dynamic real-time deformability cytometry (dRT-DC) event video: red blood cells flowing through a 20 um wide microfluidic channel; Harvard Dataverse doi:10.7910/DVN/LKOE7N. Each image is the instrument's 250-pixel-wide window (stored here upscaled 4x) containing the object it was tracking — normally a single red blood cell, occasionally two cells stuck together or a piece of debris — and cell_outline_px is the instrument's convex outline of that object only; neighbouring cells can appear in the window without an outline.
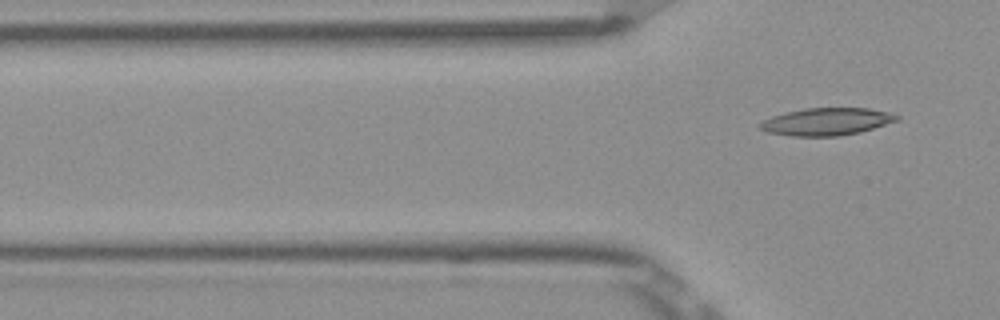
{"species": "Egyptian fruit bat (a non-hibernating species)", "species_latin": "Rousettus aegyptiacus", "temperature_condition": "room temperature", "stored_images_in_passage": 7, "segment_of_instrument_passage": [2, 2], "camera_frame_rate_fps": 3000, "um_per_image_px": 0.085, "frame": {"image": 1, "passage_image": 7, "time_ms": 2.0, "image_size_px": [1000, 320], "cell_outline_px": [[900, 120], [860, 132], [840, 136], [792, 136], [768, 132], [760, 128], [756, 124], [772, 116], [784, 112], [804, 108], [868, 108], [888, 112], [900, 116]], "centroid_in_image_um": [70.26, 10.33], "position_along_channel_um": 55.5, "area_um2": 21.96}}